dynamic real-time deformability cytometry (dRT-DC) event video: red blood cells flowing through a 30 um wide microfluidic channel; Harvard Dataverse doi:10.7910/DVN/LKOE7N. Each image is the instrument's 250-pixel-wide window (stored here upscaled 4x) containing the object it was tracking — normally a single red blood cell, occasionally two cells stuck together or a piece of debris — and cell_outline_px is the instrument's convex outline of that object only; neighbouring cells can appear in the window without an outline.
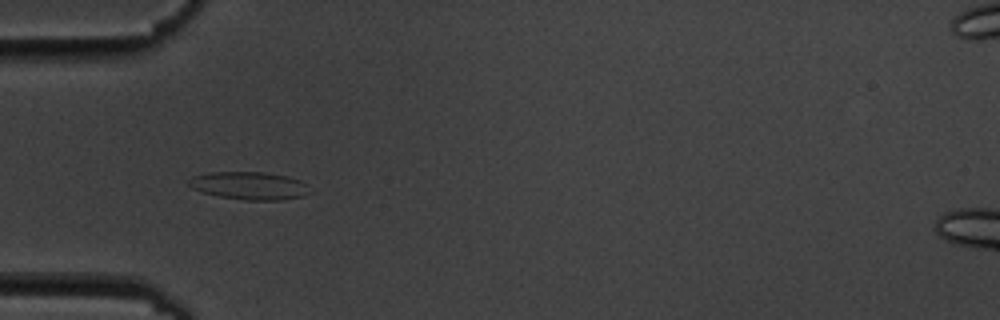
{"species": "common noctule bat (a hibernating species)", "species_latin": "Nyctalus noctula", "temperature_condition": "cold", "stored_images_in_passage": 10, "camera_frame_rate_fps": 3000, "um_per_image_px": 0.085, "animal": {"sex": "male", "body_mass_g": 19.5, "forearm_length_mm": 54.6}, "frame": {"image": 1, "passage_image": 5, "time_ms": 5.667, "image_size_px": [1000, 320], "cell_outline_px": [[308, 184], [304, 192], [300, 196], [284, 200], [244, 200], [220, 196], [204, 192], [192, 188], [184, 184], [192, 176], [212, 172], [264, 172], [288, 176], [300, 180]], "centroid_in_image_um": [21.12, 15.77], "position_along_channel_um": 63.9, "area_um2": 19.42}}
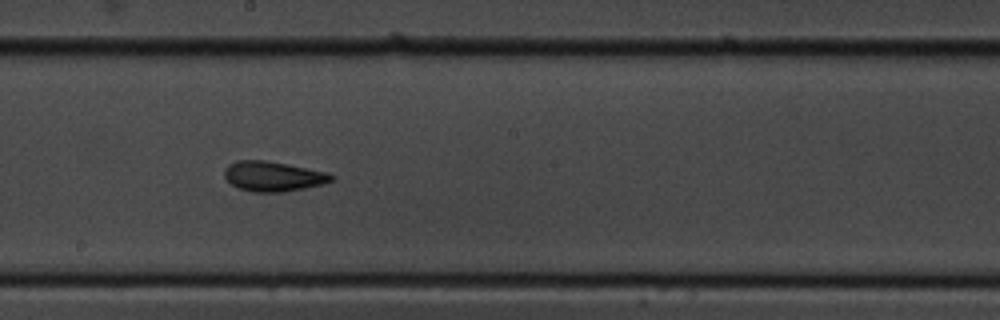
{"frame": {"image": 2, "passage_image": 9, "time_ms": 10.333, "image_size_px": [1000, 320], "cell_outline_px": [[336, 180], [324, 184], [304, 188], [280, 192], [252, 192], [240, 188], [232, 184], [224, 176], [224, 168], [228, 164], [236, 160], [264, 160], [308, 168], [328, 172], [336, 176]], "centroid_in_image_um": [23.25, 14.98], "position_along_channel_um": 225.0, "area_um2": 18.79}}
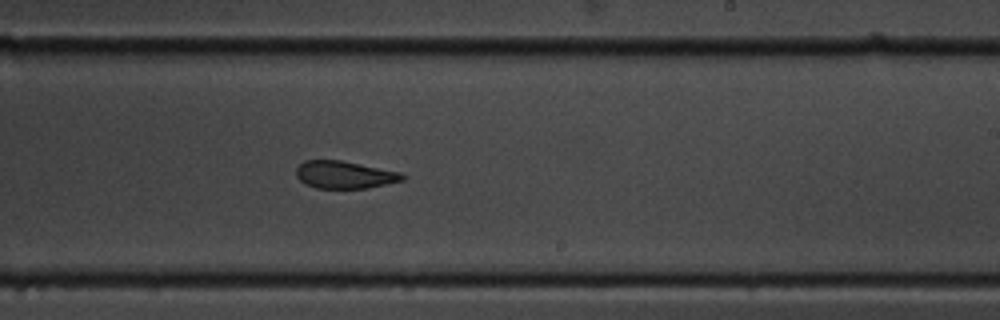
{"frame": {"image": 3, "passage_image": 10, "time_ms": 11.333, "image_size_px": [1000, 320], "cell_outline_px": [[408, 176], [404, 180], [368, 188], [316, 188], [304, 184], [296, 176], [296, 168], [304, 160], [340, 160], [400, 172]], "centroid_in_image_um": [29.28, 14.86], "position_along_channel_um": 259.7, "area_um2": 17.05}}